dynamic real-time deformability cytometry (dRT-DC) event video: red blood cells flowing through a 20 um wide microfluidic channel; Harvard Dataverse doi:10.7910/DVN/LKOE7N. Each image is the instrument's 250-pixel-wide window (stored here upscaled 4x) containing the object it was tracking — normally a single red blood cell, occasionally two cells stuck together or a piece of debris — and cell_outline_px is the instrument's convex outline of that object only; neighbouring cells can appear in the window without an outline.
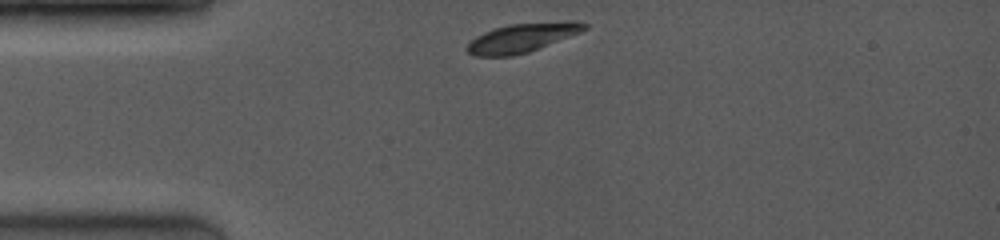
{"species": "common noctule bat (a hibernating species)", "species_latin": "Nyctalus noctula", "temperature_condition": "room temperature", "stored_images_in_passage": 9, "camera_frame_rate_fps": 4000, "um_per_image_px": 0.085, "animal": {"sex": "female", "body_mass_g": 19.0, "forearm_length_mm": 53.3}, "frame": {"image": 1, "passage_image": 1, "time_ms": 0.0, "image_size_px": [1000, 240], "cell_outline_px": [[588, 28], [580, 32], [528, 52], [512, 56], [472, 56], [464, 48], [476, 36], [484, 32], [508, 24], [564, 20], [576, 20], [588, 24]], "centroid_in_image_um": [44.4, 3.19], "position_along_channel_um": 40.6, "area_um2": 19.94}}
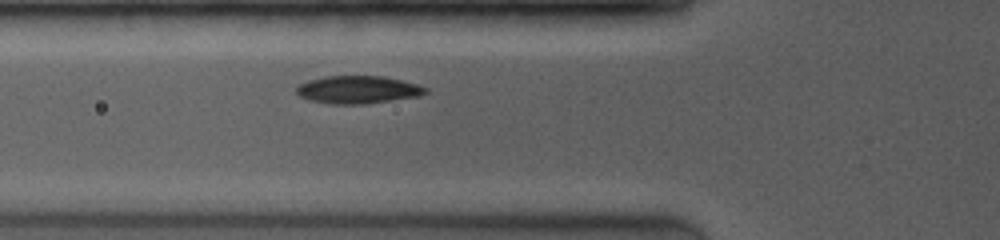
{"frame": {"image": 2, "passage_image": 7, "time_ms": 2.0, "image_size_px": [1000, 240], "cell_outline_px": [[428, 92], [420, 96], [364, 104], [328, 104], [308, 100], [300, 96], [296, 92], [296, 88], [300, 84], [308, 80], [328, 76], [380, 76], [400, 80], [416, 84], [428, 88]], "centroid_in_image_um": [30.41, 7.63], "position_along_channel_um": 95.4, "area_um2": 20.81}}